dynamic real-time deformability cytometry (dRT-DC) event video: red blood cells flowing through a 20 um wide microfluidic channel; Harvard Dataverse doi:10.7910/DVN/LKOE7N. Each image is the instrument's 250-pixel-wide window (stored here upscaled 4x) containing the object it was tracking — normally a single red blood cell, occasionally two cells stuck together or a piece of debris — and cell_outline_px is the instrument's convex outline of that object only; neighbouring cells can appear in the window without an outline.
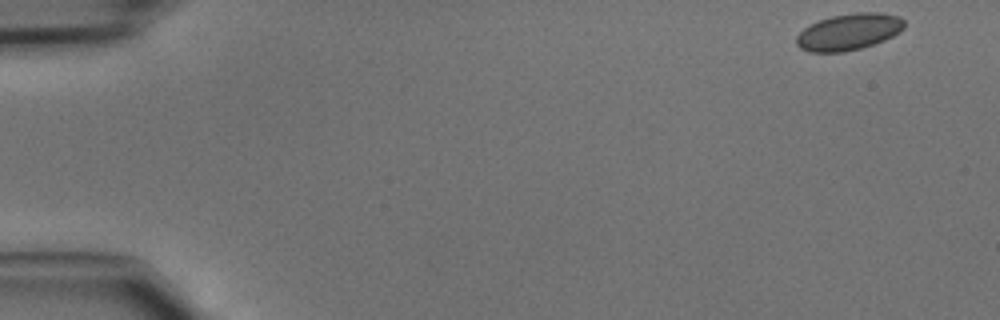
{"species": "common noctule bat (a hibernating species)", "species_latin": "Nyctalus noctula", "temperature_condition": "cold", "stored_images_in_passage": 44, "camera_frame_rate_fps": 3000, "um_per_image_px": 0.085, "animal": {"sex": "male", "body_mass_g": 15.6}, "frame": {"image": 1, "passage_image": 1, "time_ms": 0.0, "image_size_px": [1000, 320], "cell_outline_px": [[904, 28], [900, 32], [884, 40], [860, 48], [844, 52], [808, 52], [800, 48], [796, 44], [796, 36], [808, 24], [832, 16], [856, 12], [880, 12], [900, 16], [904, 20]], "centroid_in_image_um": [72.14, 2.7], "position_along_channel_um": 12.9, "area_um2": 23.06}}
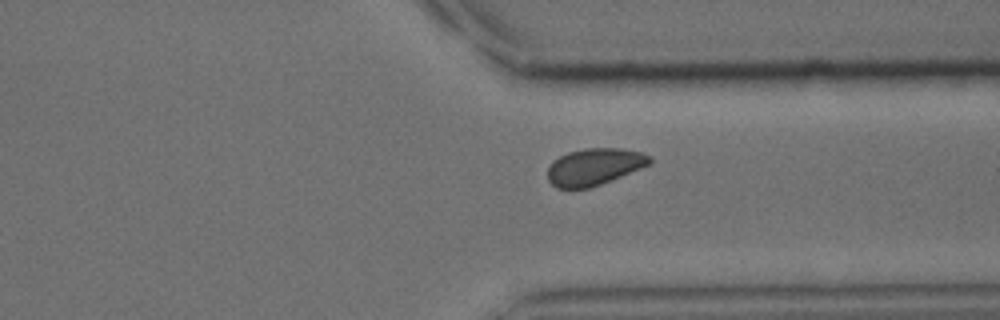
{"frame": {"image": 2, "passage_image": 34, "time_ms": 11.0, "image_size_px": [1000, 320], "cell_outline_px": [[652, 164], [612, 180], [588, 188], [556, 188], [548, 180], [548, 168], [552, 160], [568, 152], [584, 148], [620, 148], [640, 152], [652, 156]], "centroid_in_image_um": [50.53, 14.16], "position_along_channel_um": 360.9, "area_um2": 22.08}}
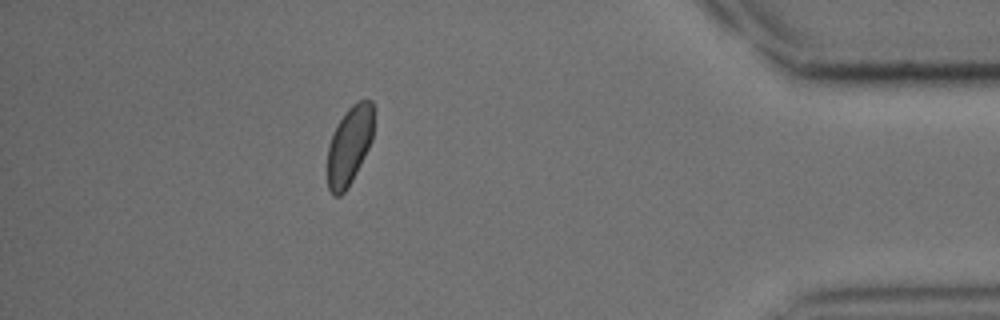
{"frame": {"image": 3, "passage_image": 40, "time_ms": 13.0, "image_size_px": [1000, 320], "cell_outline_px": [[376, 108], [372, 140], [348, 188], [340, 196], [332, 196], [328, 188], [328, 148], [332, 132], [348, 108], [352, 104], [360, 100], [372, 100]], "centroid_in_image_um": [29.73, 12.32], "position_along_channel_um": 405.5, "area_um2": 21.44}}